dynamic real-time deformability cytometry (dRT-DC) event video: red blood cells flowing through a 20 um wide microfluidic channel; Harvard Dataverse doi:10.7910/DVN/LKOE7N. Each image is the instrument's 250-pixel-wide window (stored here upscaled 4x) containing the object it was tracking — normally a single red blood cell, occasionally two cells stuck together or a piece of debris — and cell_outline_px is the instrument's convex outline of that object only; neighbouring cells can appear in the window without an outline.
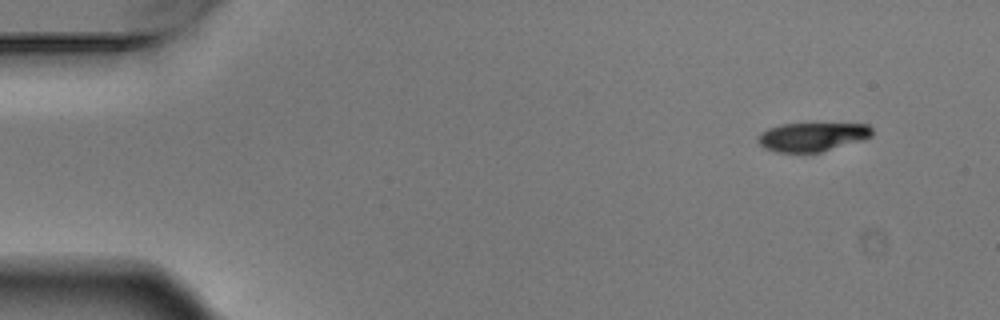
{"species": "Egyptian fruit bat (a non-hibernating species)", "species_latin": "Rousettus aegyptiacus", "temperature_condition": "warm", "stored_images_in_passage": 5, "camera_frame_rate_fps": 3000, "um_per_image_px": 0.085, "animal": {"sex": "male"}, "frame": {"image": 1, "passage_image": 1, "time_ms": 0.0, "image_size_px": [1000, 320], "cell_outline_px": [[872, 136], [860, 140], [820, 152], [776, 152], [764, 148], [756, 140], [756, 136], [760, 132], [768, 128], [780, 124], [868, 124], [872, 128]], "centroid_in_image_um": [68.97, 11.63], "position_along_channel_um": 16.0, "area_um2": 19.02}}
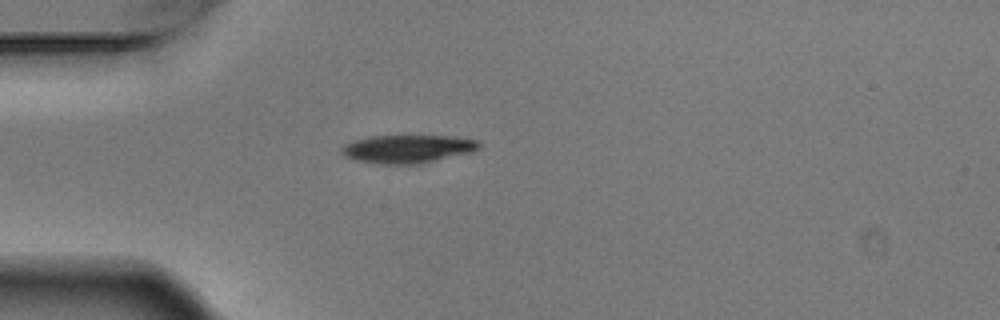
{"frame": {"image": 2, "passage_image": 4, "time_ms": 1.0, "image_size_px": [1000, 320], "cell_outline_px": [[480, 148], [472, 152], [424, 164], [376, 164], [356, 160], [344, 156], [340, 152], [340, 148], [344, 144], [356, 140], [372, 136], [456, 136], [476, 140], [480, 144]], "centroid_in_image_um": [34.66, 12.67], "position_along_channel_um": 50.3, "area_um2": 22.83}}